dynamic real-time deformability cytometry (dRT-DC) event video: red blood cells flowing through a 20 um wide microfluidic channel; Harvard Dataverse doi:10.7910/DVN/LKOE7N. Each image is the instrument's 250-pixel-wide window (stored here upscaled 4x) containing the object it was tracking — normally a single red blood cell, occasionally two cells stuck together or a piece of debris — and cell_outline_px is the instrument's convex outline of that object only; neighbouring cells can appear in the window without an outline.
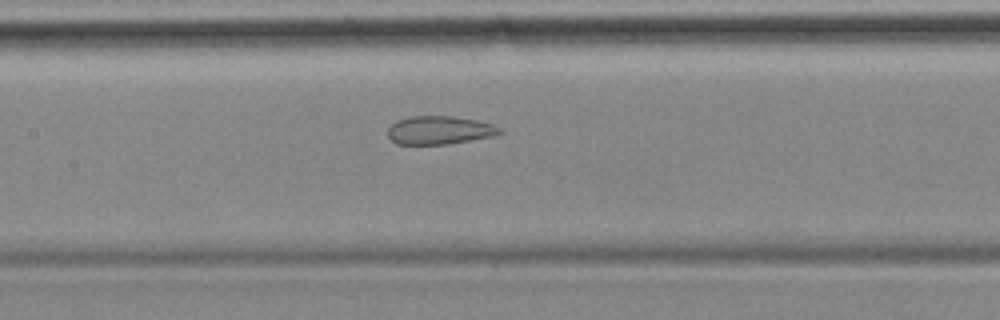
{"species": "common noctule bat (a hibernating species)", "species_latin": "Nyctalus noctula", "temperature_condition": "cold", "stored_images_in_passage": 57, "segment_of_instrument_passage": [2, 2], "camera_frame_rate_fps": 3000, "um_per_image_px": 0.085, "animal": {"sex": "female", "body_mass_g": 18.4}, "frame": {"image": 1, "passage_image": 26, "time_ms": 8.333, "image_size_px": [1000, 320], "cell_outline_px": [[504, 132], [492, 136], [448, 144], [396, 144], [388, 136], [388, 128], [396, 120], [412, 116], [452, 116], [476, 120], [492, 124], [500, 128]], "centroid_in_image_um": [37.34, 11.06], "position_along_channel_um": 170.1, "area_um2": 18.38}}
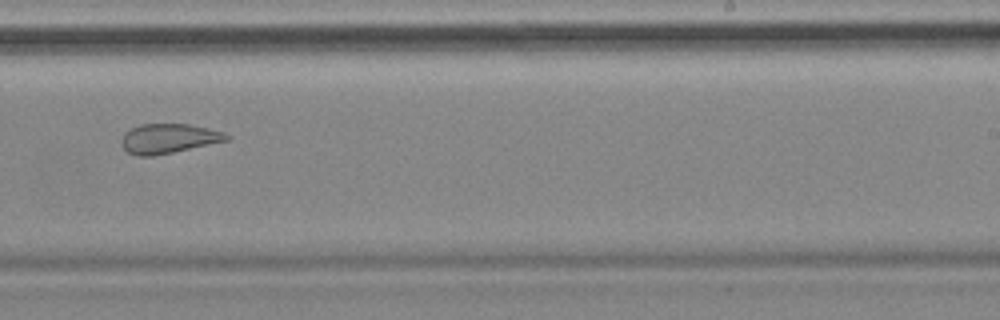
{"frame": {"image": 2, "passage_image": 35, "time_ms": 11.333, "image_size_px": [1000, 320], "cell_outline_px": [[232, 136], [228, 140], [172, 152], [152, 156], [136, 156], [128, 152], [120, 144], [120, 140], [124, 132], [140, 124], [188, 124], [208, 128], [224, 132]], "centroid_in_image_um": [14.3, 11.77], "position_along_channel_um": 274.7, "area_um2": 18.09}}
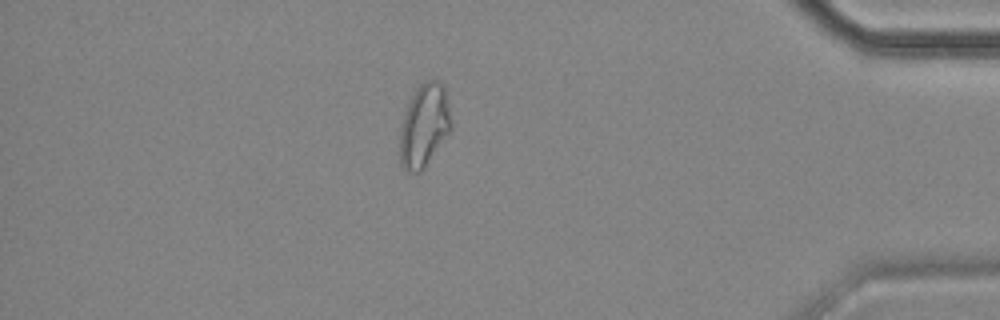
{"frame": {"image": 3, "passage_image": 49, "time_ms": 16.0, "image_size_px": [1000, 320], "cell_outline_px": [[452, 128], [424, 168], [420, 172], [412, 172], [404, 168], [400, 164], [400, 128], [404, 112], [416, 88], [420, 84], [428, 80], [436, 80], [444, 88], [452, 124]], "centroid_in_image_um": [36.04, 10.68], "position_along_channel_um": 399.2, "area_um2": 24.45}}